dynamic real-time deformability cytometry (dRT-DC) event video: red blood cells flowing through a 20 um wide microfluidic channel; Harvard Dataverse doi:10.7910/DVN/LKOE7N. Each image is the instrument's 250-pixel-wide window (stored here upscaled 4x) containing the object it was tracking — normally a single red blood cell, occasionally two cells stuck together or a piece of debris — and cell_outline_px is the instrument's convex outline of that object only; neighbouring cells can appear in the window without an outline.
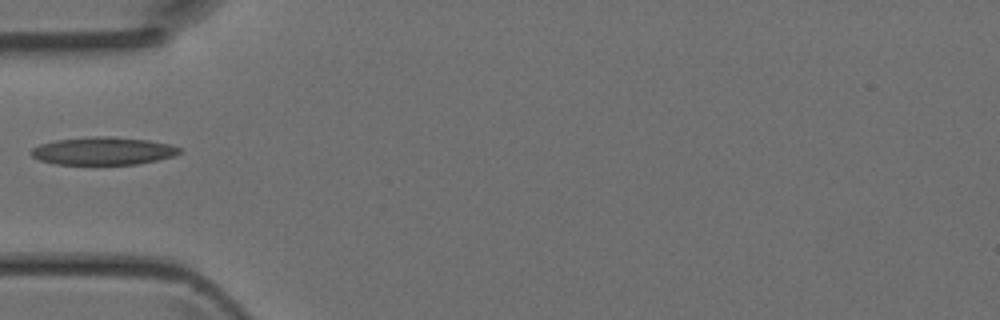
{"species": "Egyptian fruit bat (a non-hibernating species)", "species_latin": "Rousettus aegyptiacus", "temperature_condition": "room temperature", "stored_images_in_passage": 4, "camera_frame_rate_fps": 3000, "um_per_image_px": 0.085, "animal": {"sex": "female"}, "frame": {"image": 1, "passage_image": 4, "time_ms": 1.0, "image_size_px": [1000, 320], "cell_outline_px": [[180, 152], [172, 156], [156, 160], [136, 164], [56, 164], [40, 160], [32, 156], [28, 152], [32, 148], [40, 144], [56, 140], [92, 136], [112, 136], [148, 140], [172, 144], [180, 148]], "centroid_in_image_um": [8.74, 12.82], "position_along_channel_um": 76.3, "area_um2": 23.99}}